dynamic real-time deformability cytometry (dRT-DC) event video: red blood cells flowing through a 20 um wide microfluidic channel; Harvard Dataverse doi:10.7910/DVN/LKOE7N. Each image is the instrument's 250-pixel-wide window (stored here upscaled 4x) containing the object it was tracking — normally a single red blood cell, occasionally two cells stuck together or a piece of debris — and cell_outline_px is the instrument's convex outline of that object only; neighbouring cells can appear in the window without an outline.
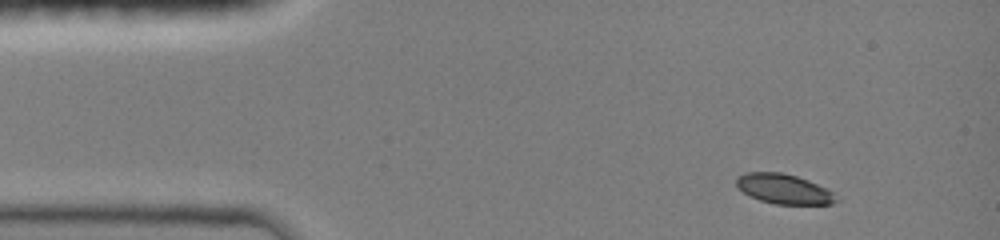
{"species": "common noctule bat (a hibernating species)", "species_latin": "Nyctalus noctula", "temperature_condition": "room temperature", "stored_images_in_passage": 19, "camera_frame_rate_fps": 3000, "um_per_image_px": 0.085, "animal": {"sex": "female", "body_mass_g": 19.0, "forearm_length_mm": 51.5}, "frame": {"image": 1, "passage_image": 1, "time_ms": 0.0, "image_size_px": [1000, 240], "cell_outline_px": [[840, 200], [832, 204], [776, 204], [760, 200], [748, 196], [736, 184], [736, 180], [744, 172], [780, 172], [796, 176], [808, 180], [832, 192]], "centroid_in_image_um": [66.63, 16.07], "position_along_channel_um": 18.4, "area_um2": 17.17}}
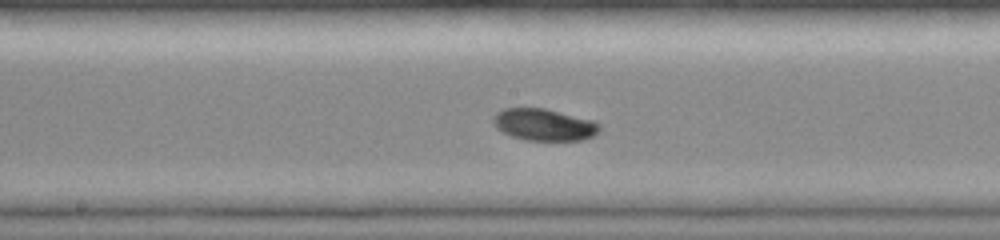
{"frame": {"image": 2, "passage_image": 8, "time_ms": 6.333, "image_size_px": [1000, 240], "cell_outline_px": [[600, 132], [584, 140], [524, 140], [512, 136], [496, 128], [492, 120], [492, 116], [496, 112], [504, 108], [544, 108], [596, 120], [600, 124]], "centroid_in_image_um": [46.27, 10.59], "position_along_channel_um": 201.9, "area_um2": 20.0}}
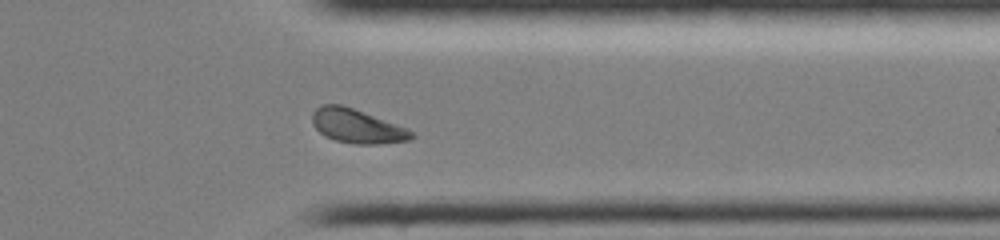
{"frame": {"image": 3, "passage_image": 15, "time_ms": 10.667, "image_size_px": [1000, 240], "cell_outline_px": [[416, 136], [412, 140], [376, 144], [356, 144], [336, 140], [324, 136], [312, 124], [312, 112], [320, 104], [340, 104], [352, 108], [408, 128]], "centroid_in_image_um": [30.34, 10.72], "position_along_channel_um": 381.1, "area_um2": 19.65}, "authors_computed_cell_mechanics": {"area_um2": 19.4786, "velocity_mm_per_s": 4.112, "shape_relaxation_time_tau1_ms": 2.5165, "shape_relaxation_time_tau2_ms": null, "deformation_change_tau1": 0.0911, "deformation_change_tau2": null}}